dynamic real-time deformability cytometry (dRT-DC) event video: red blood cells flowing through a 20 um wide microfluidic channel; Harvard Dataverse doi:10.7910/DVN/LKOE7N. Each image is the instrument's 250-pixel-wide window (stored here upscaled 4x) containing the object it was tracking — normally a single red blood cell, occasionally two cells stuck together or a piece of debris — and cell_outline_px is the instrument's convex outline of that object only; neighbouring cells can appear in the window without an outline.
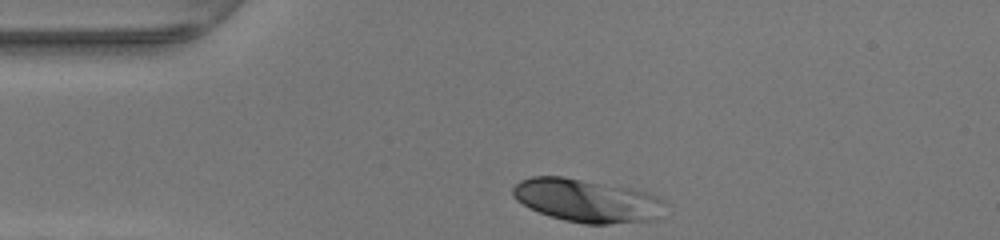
{"species": "human", "species_latin": "Homo sapiens", "temperature_condition": "warm", "stored_images_in_passage": 29, "camera_frame_rate_fps": 3000, "um_per_image_px": 0.085, "donor": {"sex": "female"}, "frame": {"image": 1, "passage_image": 1, "time_ms": 0.0, "image_size_px": [1000, 240], "cell_outline_px": [[664, 204], [656, 220], [608, 224], [584, 224], [564, 220], [540, 212], [516, 200], [512, 196], [512, 188], [520, 180], [532, 176], [564, 176], [632, 188], [648, 192], [664, 200]], "centroid_in_image_um": [49.88, 17.04], "position_along_channel_um": 35.1, "area_um2": 38.26}}
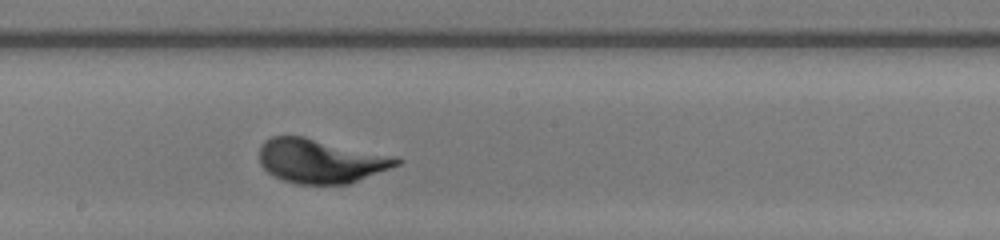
{"frame": {"image": 2, "passage_image": 17, "time_ms": 5.333, "image_size_px": [1000, 240], "cell_outline_px": [[404, 160], [400, 164], [348, 184], [296, 184], [284, 180], [268, 172], [260, 164], [260, 144], [264, 140], [272, 136], [304, 136], [396, 156]], "centroid_in_image_um": [27.26, 13.67], "position_along_channel_um": 220.9, "area_um2": 35.32}}
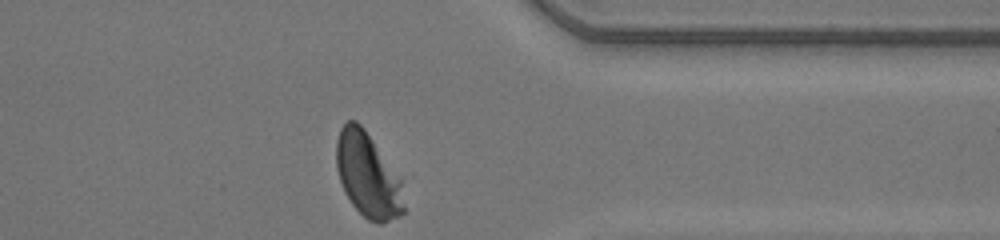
{"frame": {"image": 3, "passage_image": 29, "time_ms": 9.333, "image_size_px": [1000, 240], "cell_outline_px": [[404, 212], [400, 216], [380, 224], [368, 220], [352, 204], [344, 192], [336, 168], [336, 140], [340, 128], [348, 120], [356, 120], [364, 128], [400, 180], [404, 208]], "centroid_in_image_um": [31.22, 14.89], "position_along_channel_um": 380.2, "area_um2": 32.77}}